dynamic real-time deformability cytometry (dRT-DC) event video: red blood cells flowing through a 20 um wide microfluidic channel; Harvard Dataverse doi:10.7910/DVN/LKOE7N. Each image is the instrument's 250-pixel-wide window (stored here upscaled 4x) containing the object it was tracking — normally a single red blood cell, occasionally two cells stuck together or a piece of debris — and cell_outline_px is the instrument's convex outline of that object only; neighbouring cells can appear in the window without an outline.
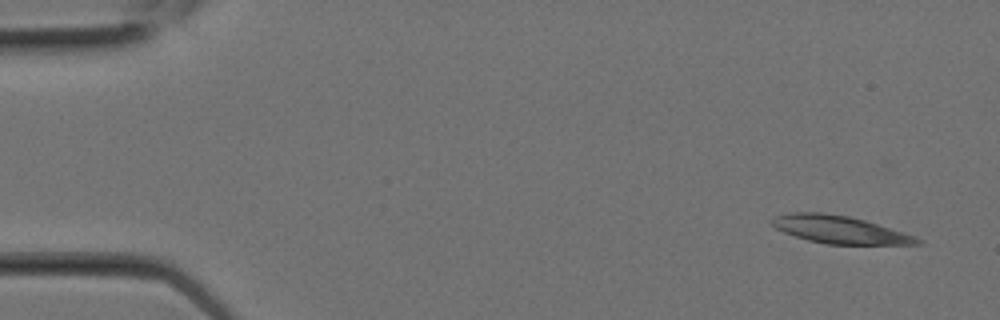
{"species": "Egyptian fruit bat (a non-hibernating species)", "species_latin": "Rousettus aegyptiacus", "temperature_condition": "room temperature", "stored_images_in_passage": 3, "camera_frame_rate_fps": 3000, "um_per_image_px": 0.085, "animal": {"sex": "female"}, "frame": {"image": 1, "passage_image": 1, "time_ms": 0.0, "image_size_px": [1000, 320], "cell_outline_px": [[924, 240], [920, 244], [828, 244], [808, 240], [784, 232], [776, 228], [772, 224], [772, 220], [776, 216], [792, 212], [820, 212], [848, 216], [864, 220], [916, 236]], "centroid_in_image_um": [71.39, 19.52], "position_along_channel_um": 13.6, "area_um2": 23.06}}